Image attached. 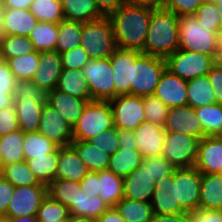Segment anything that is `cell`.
<instances>
[{"instance_id": "cell-1", "label": "cell", "mask_w": 222, "mask_h": 222, "mask_svg": "<svg viewBox=\"0 0 222 222\" xmlns=\"http://www.w3.org/2000/svg\"><path fill=\"white\" fill-rule=\"evenodd\" d=\"M152 10L149 7L124 3L108 16L118 48L140 52L144 50Z\"/></svg>"}, {"instance_id": "cell-2", "label": "cell", "mask_w": 222, "mask_h": 222, "mask_svg": "<svg viewBox=\"0 0 222 222\" xmlns=\"http://www.w3.org/2000/svg\"><path fill=\"white\" fill-rule=\"evenodd\" d=\"M178 18L164 7L153 9L144 44L145 55L166 58L179 48Z\"/></svg>"}, {"instance_id": "cell-3", "label": "cell", "mask_w": 222, "mask_h": 222, "mask_svg": "<svg viewBox=\"0 0 222 222\" xmlns=\"http://www.w3.org/2000/svg\"><path fill=\"white\" fill-rule=\"evenodd\" d=\"M178 29V49L203 53L220 61L221 38L219 33L202 28L194 14L179 16Z\"/></svg>"}, {"instance_id": "cell-4", "label": "cell", "mask_w": 222, "mask_h": 222, "mask_svg": "<svg viewBox=\"0 0 222 222\" xmlns=\"http://www.w3.org/2000/svg\"><path fill=\"white\" fill-rule=\"evenodd\" d=\"M81 46L91 60L109 58L117 48L108 16L82 23Z\"/></svg>"}, {"instance_id": "cell-5", "label": "cell", "mask_w": 222, "mask_h": 222, "mask_svg": "<svg viewBox=\"0 0 222 222\" xmlns=\"http://www.w3.org/2000/svg\"><path fill=\"white\" fill-rule=\"evenodd\" d=\"M114 126L109 101H91L84 107L73 128V140L89 141Z\"/></svg>"}, {"instance_id": "cell-6", "label": "cell", "mask_w": 222, "mask_h": 222, "mask_svg": "<svg viewBox=\"0 0 222 222\" xmlns=\"http://www.w3.org/2000/svg\"><path fill=\"white\" fill-rule=\"evenodd\" d=\"M165 69V58L140 53L132 66V95L138 97L154 95Z\"/></svg>"}, {"instance_id": "cell-7", "label": "cell", "mask_w": 222, "mask_h": 222, "mask_svg": "<svg viewBox=\"0 0 222 222\" xmlns=\"http://www.w3.org/2000/svg\"><path fill=\"white\" fill-rule=\"evenodd\" d=\"M166 69L185 81L207 75L217 60L195 51L177 49L165 58Z\"/></svg>"}, {"instance_id": "cell-8", "label": "cell", "mask_w": 222, "mask_h": 222, "mask_svg": "<svg viewBox=\"0 0 222 222\" xmlns=\"http://www.w3.org/2000/svg\"><path fill=\"white\" fill-rule=\"evenodd\" d=\"M81 70L92 101H110L114 98V77L110 57L90 59Z\"/></svg>"}, {"instance_id": "cell-9", "label": "cell", "mask_w": 222, "mask_h": 222, "mask_svg": "<svg viewBox=\"0 0 222 222\" xmlns=\"http://www.w3.org/2000/svg\"><path fill=\"white\" fill-rule=\"evenodd\" d=\"M199 141L181 132H166L162 156L176 168L194 167Z\"/></svg>"}, {"instance_id": "cell-10", "label": "cell", "mask_w": 222, "mask_h": 222, "mask_svg": "<svg viewBox=\"0 0 222 222\" xmlns=\"http://www.w3.org/2000/svg\"><path fill=\"white\" fill-rule=\"evenodd\" d=\"M113 124L118 130H134L146 120L143 97L117 95L111 99Z\"/></svg>"}, {"instance_id": "cell-11", "label": "cell", "mask_w": 222, "mask_h": 222, "mask_svg": "<svg viewBox=\"0 0 222 222\" xmlns=\"http://www.w3.org/2000/svg\"><path fill=\"white\" fill-rule=\"evenodd\" d=\"M201 172L194 166L175 169V204L187 213L199 208Z\"/></svg>"}, {"instance_id": "cell-12", "label": "cell", "mask_w": 222, "mask_h": 222, "mask_svg": "<svg viewBox=\"0 0 222 222\" xmlns=\"http://www.w3.org/2000/svg\"><path fill=\"white\" fill-rule=\"evenodd\" d=\"M47 195V185L15 187L10 199L7 217L37 216L42 200Z\"/></svg>"}, {"instance_id": "cell-13", "label": "cell", "mask_w": 222, "mask_h": 222, "mask_svg": "<svg viewBox=\"0 0 222 222\" xmlns=\"http://www.w3.org/2000/svg\"><path fill=\"white\" fill-rule=\"evenodd\" d=\"M141 52L116 48L110 56L114 77V98L117 95H132V66Z\"/></svg>"}, {"instance_id": "cell-14", "label": "cell", "mask_w": 222, "mask_h": 222, "mask_svg": "<svg viewBox=\"0 0 222 222\" xmlns=\"http://www.w3.org/2000/svg\"><path fill=\"white\" fill-rule=\"evenodd\" d=\"M38 132L45 135L57 147L71 145L73 141V128L45 102L39 120Z\"/></svg>"}, {"instance_id": "cell-15", "label": "cell", "mask_w": 222, "mask_h": 222, "mask_svg": "<svg viewBox=\"0 0 222 222\" xmlns=\"http://www.w3.org/2000/svg\"><path fill=\"white\" fill-rule=\"evenodd\" d=\"M164 129L166 132H181L199 140L206 136L195 109L188 104L169 108Z\"/></svg>"}, {"instance_id": "cell-16", "label": "cell", "mask_w": 222, "mask_h": 222, "mask_svg": "<svg viewBox=\"0 0 222 222\" xmlns=\"http://www.w3.org/2000/svg\"><path fill=\"white\" fill-rule=\"evenodd\" d=\"M136 147L143 157L161 156L166 136L164 127L145 120L132 130Z\"/></svg>"}, {"instance_id": "cell-17", "label": "cell", "mask_w": 222, "mask_h": 222, "mask_svg": "<svg viewBox=\"0 0 222 222\" xmlns=\"http://www.w3.org/2000/svg\"><path fill=\"white\" fill-rule=\"evenodd\" d=\"M194 166L205 174L222 172V136H205L199 141Z\"/></svg>"}, {"instance_id": "cell-18", "label": "cell", "mask_w": 222, "mask_h": 222, "mask_svg": "<svg viewBox=\"0 0 222 222\" xmlns=\"http://www.w3.org/2000/svg\"><path fill=\"white\" fill-rule=\"evenodd\" d=\"M154 95L168 108L186 105L188 104L187 81L165 69Z\"/></svg>"}, {"instance_id": "cell-19", "label": "cell", "mask_w": 222, "mask_h": 222, "mask_svg": "<svg viewBox=\"0 0 222 222\" xmlns=\"http://www.w3.org/2000/svg\"><path fill=\"white\" fill-rule=\"evenodd\" d=\"M150 204L153 213L156 214L176 215L185 213L179 204H175V170L172 175L156 181Z\"/></svg>"}, {"instance_id": "cell-20", "label": "cell", "mask_w": 222, "mask_h": 222, "mask_svg": "<svg viewBox=\"0 0 222 222\" xmlns=\"http://www.w3.org/2000/svg\"><path fill=\"white\" fill-rule=\"evenodd\" d=\"M62 71L61 55L57 51L40 52V63L32 82L45 93L57 87Z\"/></svg>"}, {"instance_id": "cell-21", "label": "cell", "mask_w": 222, "mask_h": 222, "mask_svg": "<svg viewBox=\"0 0 222 222\" xmlns=\"http://www.w3.org/2000/svg\"><path fill=\"white\" fill-rule=\"evenodd\" d=\"M156 181L142 165L123 178V198L150 202Z\"/></svg>"}, {"instance_id": "cell-22", "label": "cell", "mask_w": 222, "mask_h": 222, "mask_svg": "<svg viewBox=\"0 0 222 222\" xmlns=\"http://www.w3.org/2000/svg\"><path fill=\"white\" fill-rule=\"evenodd\" d=\"M46 102L73 127L89 101L70 96L55 88L47 93Z\"/></svg>"}, {"instance_id": "cell-23", "label": "cell", "mask_w": 222, "mask_h": 222, "mask_svg": "<svg viewBox=\"0 0 222 222\" xmlns=\"http://www.w3.org/2000/svg\"><path fill=\"white\" fill-rule=\"evenodd\" d=\"M88 172L86 165L72 145L58 147L55 179L80 182Z\"/></svg>"}, {"instance_id": "cell-24", "label": "cell", "mask_w": 222, "mask_h": 222, "mask_svg": "<svg viewBox=\"0 0 222 222\" xmlns=\"http://www.w3.org/2000/svg\"><path fill=\"white\" fill-rule=\"evenodd\" d=\"M222 206V174L201 173L199 208L219 210Z\"/></svg>"}, {"instance_id": "cell-25", "label": "cell", "mask_w": 222, "mask_h": 222, "mask_svg": "<svg viewBox=\"0 0 222 222\" xmlns=\"http://www.w3.org/2000/svg\"><path fill=\"white\" fill-rule=\"evenodd\" d=\"M46 101L14 99L19 129L23 132H37L39 120Z\"/></svg>"}, {"instance_id": "cell-26", "label": "cell", "mask_w": 222, "mask_h": 222, "mask_svg": "<svg viewBox=\"0 0 222 222\" xmlns=\"http://www.w3.org/2000/svg\"><path fill=\"white\" fill-rule=\"evenodd\" d=\"M7 35L28 37L39 22L28 9L4 8Z\"/></svg>"}, {"instance_id": "cell-27", "label": "cell", "mask_w": 222, "mask_h": 222, "mask_svg": "<svg viewBox=\"0 0 222 222\" xmlns=\"http://www.w3.org/2000/svg\"><path fill=\"white\" fill-rule=\"evenodd\" d=\"M61 5L64 18L69 21L85 23L104 17L94 0H61Z\"/></svg>"}, {"instance_id": "cell-28", "label": "cell", "mask_w": 222, "mask_h": 222, "mask_svg": "<svg viewBox=\"0 0 222 222\" xmlns=\"http://www.w3.org/2000/svg\"><path fill=\"white\" fill-rule=\"evenodd\" d=\"M56 89L70 96L92 101L81 69H62Z\"/></svg>"}, {"instance_id": "cell-29", "label": "cell", "mask_w": 222, "mask_h": 222, "mask_svg": "<svg viewBox=\"0 0 222 222\" xmlns=\"http://www.w3.org/2000/svg\"><path fill=\"white\" fill-rule=\"evenodd\" d=\"M143 156L137 148L118 149L109 157L107 169L119 177L125 178L142 164Z\"/></svg>"}, {"instance_id": "cell-30", "label": "cell", "mask_w": 222, "mask_h": 222, "mask_svg": "<svg viewBox=\"0 0 222 222\" xmlns=\"http://www.w3.org/2000/svg\"><path fill=\"white\" fill-rule=\"evenodd\" d=\"M71 145L86 165L88 171L98 172L107 170L110 156L105 154V152L94 147L89 141L73 140Z\"/></svg>"}, {"instance_id": "cell-31", "label": "cell", "mask_w": 222, "mask_h": 222, "mask_svg": "<svg viewBox=\"0 0 222 222\" xmlns=\"http://www.w3.org/2000/svg\"><path fill=\"white\" fill-rule=\"evenodd\" d=\"M187 97L188 105L194 109L216 103L212 84L207 75L187 81Z\"/></svg>"}, {"instance_id": "cell-32", "label": "cell", "mask_w": 222, "mask_h": 222, "mask_svg": "<svg viewBox=\"0 0 222 222\" xmlns=\"http://www.w3.org/2000/svg\"><path fill=\"white\" fill-rule=\"evenodd\" d=\"M99 196L108 205L114 207L123 198V178L112 171H98Z\"/></svg>"}, {"instance_id": "cell-33", "label": "cell", "mask_w": 222, "mask_h": 222, "mask_svg": "<svg viewBox=\"0 0 222 222\" xmlns=\"http://www.w3.org/2000/svg\"><path fill=\"white\" fill-rule=\"evenodd\" d=\"M25 161L23 151V131L20 129L0 138V165Z\"/></svg>"}, {"instance_id": "cell-34", "label": "cell", "mask_w": 222, "mask_h": 222, "mask_svg": "<svg viewBox=\"0 0 222 222\" xmlns=\"http://www.w3.org/2000/svg\"><path fill=\"white\" fill-rule=\"evenodd\" d=\"M114 208L126 222H150L153 209L150 202L122 198Z\"/></svg>"}, {"instance_id": "cell-35", "label": "cell", "mask_w": 222, "mask_h": 222, "mask_svg": "<svg viewBox=\"0 0 222 222\" xmlns=\"http://www.w3.org/2000/svg\"><path fill=\"white\" fill-rule=\"evenodd\" d=\"M35 51H55L59 37L58 24L52 22H38L28 36Z\"/></svg>"}, {"instance_id": "cell-36", "label": "cell", "mask_w": 222, "mask_h": 222, "mask_svg": "<svg viewBox=\"0 0 222 222\" xmlns=\"http://www.w3.org/2000/svg\"><path fill=\"white\" fill-rule=\"evenodd\" d=\"M26 163L37 180L48 186L55 180L58 163V147L52 153L26 160Z\"/></svg>"}, {"instance_id": "cell-37", "label": "cell", "mask_w": 222, "mask_h": 222, "mask_svg": "<svg viewBox=\"0 0 222 222\" xmlns=\"http://www.w3.org/2000/svg\"><path fill=\"white\" fill-rule=\"evenodd\" d=\"M82 22L62 20L58 23L59 37L55 51L62 54L81 46Z\"/></svg>"}, {"instance_id": "cell-38", "label": "cell", "mask_w": 222, "mask_h": 222, "mask_svg": "<svg viewBox=\"0 0 222 222\" xmlns=\"http://www.w3.org/2000/svg\"><path fill=\"white\" fill-rule=\"evenodd\" d=\"M108 205L100 196L89 197L79 186V198L77 204L69 209V215L98 219L107 209Z\"/></svg>"}, {"instance_id": "cell-39", "label": "cell", "mask_w": 222, "mask_h": 222, "mask_svg": "<svg viewBox=\"0 0 222 222\" xmlns=\"http://www.w3.org/2000/svg\"><path fill=\"white\" fill-rule=\"evenodd\" d=\"M206 136H222V104H211L195 108Z\"/></svg>"}, {"instance_id": "cell-40", "label": "cell", "mask_w": 222, "mask_h": 222, "mask_svg": "<svg viewBox=\"0 0 222 222\" xmlns=\"http://www.w3.org/2000/svg\"><path fill=\"white\" fill-rule=\"evenodd\" d=\"M47 194L70 209L78 202L79 182L55 179L47 186Z\"/></svg>"}, {"instance_id": "cell-41", "label": "cell", "mask_w": 222, "mask_h": 222, "mask_svg": "<svg viewBox=\"0 0 222 222\" xmlns=\"http://www.w3.org/2000/svg\"><path fill=\"white\" fill-rule=\"evenodd\" d=\"M57 146L45 135L37 132H23L25 161L52 153Z\"/></svg>"}, {"instance_id": "cell-42", "label": "cell", "mask_w": 222, "mask_h": 222, "mask_svg": "<svg viewBox=\"0 0 222 222\" xmlns=\"http://www.w3.org/2000/svg\"><path fill=\"white\" fill-rule=\"evenodd\" d=\"M6 62L18 81H29L39 67L40 52L34 51L25 56L10 58Z\"/></svg>"}, {"instance_id": "cell-43", "label": "cell", "mask_w": 222, "mask_h": 222, "mask_svg": "<svg viewBox=\"0 0 222 222\" xmlns=\"http://www.w3.org/2000/svg\"><path fill=\"white\" fill-rule=\"evenodd\" d=\"M2 175L6 181H9L14 187L45 185L40 183L33 172L29 169L26 161L14 162L2 166Z\"/></svg>"}, {"instance_id": "cell-44", "label": "cell", "mask_w": 222, "mask_h": 222, "mask_svg": "<svg viewBox=\"0 0 222 222\" xmlns=\"http://www.w3.org/2000/svg\"><path fill=\"white\" fill-rule=\"evenodd\" d=\"M40 22L58 24L64 20L61 0H34L28 9Z\"/></svg>"}, {"instance_id": "cell-45", "label": "cell", "mask_w": 222, "mask_h": 222, "mask_svg": "<svg viewBox=\"0 0 222 222\" xmlns=\"http://www.w3.org/2000/svg\"><path fill=\"white\" fill-rule=\"evenodd\" d=\"M202 28L214 31L221 35L222 16L217 4L212 1L203 2L194 14Z\"/></svg>"}, {"instance_id": "cell-46", "label": "cell", "mask_w": 222, "mask_h": 222, "mask_svg": "<svg viewBox=\"0 0 222 222\" xmlns=\"http://www.w3.org/2000/svg\"><path fill=\"white\" fill-rule=\"evenodd\" d=\"M68 217L69 209L48 194L42 200L37 213L38 222H66Z\"/></svg>"}, {"instance_id": "cell-47", "label": "cell", "mask_w": 222, "mask_h": 222, "mask_svg": "<svg viewBox=\"0 0 222 222\" xmlns=\"http://www.w3.org/2000/svg\"><path fill=\"white\" fill-rule=\"evenodd\" d=\"M2 51L4 60L28 55L35 51L33 43L29 37L7 35L2 41Z\"/></svg>"}, {"instance_id": "cell-48", "label": "cell", "mask_w": 222, "mask_h": 222, "mask_svg": "<svg viewBox=\"0 0 222 222\" xmlns=\"http://www.w3.org/2000/svg\"><path fill=\"white\" fill-rule=\"evenodd\" d=\"M143 103L146 120L164 127L169 108L155 95L143 97Z\"/></svg>"}, {"instance_id": "cell-49", "label": "cell", "mask_w": 222, "mask_h": 222, "mask_svg": "<svg viewBox=\"0 0 222 222\" xmlns=\"http://www.w3.org/2000/svg\"><path fill=\"white\" fill-rule=\"evenodd\" d=\"M147 169L152 178L157 181L162 177H167L174 173V167L169 161L161 156L143 157L142 164Z\"/></svg>"}, {"instance_id": "cell-50", "label": "cell", "mask_w": 222, "mask_h": 222, "mask_svg": "<svg viewBox=\"0 0 222 222\" xmlns=\"http://www.w3.org/2000/svg\"><path fill=\"white\" fill-rule=\"evenodd\" d=\"M89 142L94 147H97L101 151L105 152V154L108 156H111L119 149L118 129L113 126L112 128L105 130L103 133L89 140Z\"/></svg>"}, {"instance_id": "cell-51", "label": "cell", "mask_w": 222, "mask_h": 222, "mask_svg": "<svg viewBox=\"0 0 222 222\" xmlns=\"http://www.w3.org/2000/svg\"><path fill=\"white\" fill-rule=\"evenodd\" d=\"M47 93L37 87L31 80L17 81L14 99H31L32 101H46Z\"/></svg>"}, {"instance_id": "cell-52", "label": "cell", "mask_w": 222, "mask_h": 222, "mask_svg": "<svg viewBox=\"0 0 222 222\" xmlns=\"http://www.w3.org/2000/svg\"><path fill=\"white\" fill-rule=\"evenodd\" d=\"M61 55L62 69H82L90 60L82 46L64 52Z\"/></svg>"}, {"instance_id": "cell-53", "label": "cell", "mask_w": 222, "mask_h": 222, "mask_svg": "<svg viewBox=\"0 0 222 222\" xmlns=\"http://www.w3.org/2000/svg\"><path fill=\"white\" fill-rule=\"evenodd\" d=\"M206 0H164L163 7L175 15L195 14L197 8Z\"/></svg>"}, {"instance_id": "cell-54", "label": "cell", "mask_w": 222, "mask_h": 222, "mask_svg": "<svg viewBox=\"0 0 222 222\" xmlns=\"http://www.w3.org/2000/svg\"><path fill=\"white\" fill-rule=\"evenodd\" d=\"M17 130H19L18 118L13 104L6 109L0 110V138Z\"/></svg>"}, {"instance_id": "cell-55", "label": "cell", "mask_w": 222, "mask_h": 222, "mask_svg": "<svg viewBox=\"0 0 222 222\" xmlns=\"http://www.w3.org/2000/svg\"><path fill=\"white\" fill-rule=\"evenodd\" d=\"M189 222H222V213L219 210H204L196 208L187 212Z\"/></svg>"}, {"instance_id": "cell-56", "label": "cell", "mask_w": 222, "mask_h": 222, "mask_svg": "<svg viewBox=\"0 0 222 222\" xmlns=\"http://www.w3.org/2000/svg\"><path fill=\"white\" fill-rule=\"evenodd\" d=\"M207 76L212 84L216 103L222 104V62L217 61Z\"/></svg>"}, {"instance_id": "cell-57", "label": "cell", "mask_w": 222, "mask_h": 222, "mask_svg": "<svg viewBox=\"0 0 222 222\" xmlns=\"http://www.w3.org/2000/svg\"><path fill=\"white\" fill-rule=\"evenodd\" d=\"M16 77L12 74L6 61L0 64V90L5 93H14L17 84Z\"/></svg>"}, {"instance_id": "cell-58", "label": "cell", "mask_w": 222, "mask_h": 222, "mask_svg": "<svg viewBox=\"0 0 222 222\" xmlns=\"http://www.w3.org/2000/svg\"><path fill=\"white\" fill-rule=\"evenodd\" d=\"M80 189L89 197L99 196V179L98 172L89 171L86 176L79 182Z\"/></svg>"}, {"instance_id": "cell-59", "label": "cell", "mask_w": 222, "mask_h": 222, "mask_svg": "<svg viewBox=\"0 0 222 222\" xmlns=\"http://www.w3.org/2000/svg\"><path fill=\"white\" fill-rule=\"evenodd\" d=\"M15 187L4 178L0 179V215L6 216L10 199L14 193Z\"/></svg>"}, {"instance_id": "cell-60", "label": "cell", "mask_w": 222, "mask_h": 222, "mask_svg": "<svg viewBox=\"0 0 222 222\" xmlns=\"http://www.w3.org/2000/svg\"><path fill=\"white\" fill-rule=\"evenodd\" d=\"M99 11L104 16H109L112 12L120 8L125 0H94Z\"/></svg>"}, {"instance_id": "cell-61", "label": "cell", "mask_w": 222, "mask_h": 222, "mask_svg": "<svg viewBox=\"0 0 222 222\" xmlns=\"http://www.w3.org/2000/svg\"><path fill=\"white\" fill-rule=\"evenodd\" d=\"M119 149L137 148L132 130H118Z\"/></svg>"}, {"instance_id": "cell-62", "label": "cell", "mask_w": 222, "mask_h": 222, "mask_svg": "<svg viewBox=\"0 0 222 222\" xmlns=\"http://www.w3.org/2000/svg\"><path fill=\"white\" fill-rule=\"evenodd\" d=\"M150 222H189L187 213L162 215L154 213Z\"/></svg>"}, {"instance_id": "cell-63", "label": "cell", "mask_w": 222, "mask_h": 222, "mask_svg": "<svg viewBox=\"0 0 222 222\" xmlns=\"http://www.w3.org/2000/svg\"><path fill=\"white\" fill-rule=\"evenodd\" d=\"M95 222H126L114 207H109Z\"/></svg>"}, {"instance_id": "cell-64", "label": "cell", "mask_w": 222, "mask_h": 222, "mask_svg": "<svg viewBox=\"0 0 222 222\" xmlns=\"http://www.w3.org/2000/svg\"><path fill=\"white\" fill-rule=\"evenodd\" d=\"M164 0H125V4L133 6H144L152 9L163 7Z\"/></svg>"}, {"instance_id": "cell-65", "label": "cell", "mask_w": 222, "mask_h": 222, "mask_svg": "<svg viewBox=\"0 0 222 222\" xmlns=\"http://www.w3.org/2000/svg\"><path fill=\"white\" fill-rule=\"evenodd\" d=\"M34 0H2L4 8L29 9Z\"/></svg>"}, {"instance_id": "cell-66", "label": "cell", "mask_w": 222, "mask_h": 222, "mask_svg": "<svg viewBox=\"0 0 222 222\" xmlns=\"http://www.w3.org/2000/svg\"><path fill=\"white\" fill-rule=\"evenodd\" d=\"M14 104V93H5L0 90V110L6 109Z\"/></svg>"}, {"instance_id": "cell-67", "label": "cell", "mask_w": 222, "mask_h": 222, "mask_svg": "<svg viewBox=\"0 0 222 222\" xmlns=\"http://www.w3.org/2000/svg\"><path fill=\"white\" fill-rule=\"evenodd\" d=\"M5 17H4V7H0V41H3L7 36L5 25Z\"/></svg>"}, {"instance_id": "cell-68", "label": "cell", "mask_w": 222, "mask_h": 222, "mask_svg": "<svg viewBox=\"0 0 222 222\" xmlns=\"http://www.w3.org/2000/svg\"><path fill=\"white\" fill-rule=\"evenodd\" d=\"M8 222H38L37 216L8 217Z\"/></svg>"}, {"instance_id": "cell-69", "label": "cell", "mask_w": 222, "mask_h": 222, "mask_svg": "<svg viewBox=\"0 0 222 222\" xmlns=\"http://www.w3.org/2000/svg\"><path fill=\"white\" fill-rule=\"evenodd\" d=\"M66 222H95V220L82 216L69 215L68 220Z\"/></svg>"}, {"instance_id": "cell-70", "label": "cell", "mask_w": 222, "mask_h": 222, "mask_svg": "<svg viewBox=\"0 0 222 222\" xmlns=\"http://www.w3.org/2000/svg\"><path fill=\"white\" fill-rule=\"evenodd\" d=\"M4 60V56H3V51H2V41H0V64L3 63Z\"/></svg>"}, {"instance_id": "cell-71", "label": "cell", "mask_w": 222, "mask_h": 222, "mask_svg": "<svg viewBox=\"0 0 222 222\" xmlns=\"http://www.w3.org/2000/svg\"><path fill=\"white\" fill-rule=\"evenodd\" d=\"M215 3L217 4L218 8L220 9V13L222 16V0H217V1H215Z\"/></svg>"}, {"instance_id": "cell-72", "label": "cell", "mask_w": 222, "mask_h": 222, "mask_svg": "<svg viewBox=\"0 0 222 222\" xmlns=\"http://www.w3.org/2000/svg\"><path fill=\"white\" fill-rule=\"evenodd\" d=\"M0 222H8V217L0 215Z\"/></svg>"}, {"instance_id": "cell-73", "label": "cell", "mask_w": 222, "mask_h": 222, "mask_svg": "<svg viewBox=\"0 0 222 222\" xmlns=\"http://www.w3.org/2000/svg\"><path fill=\"white\" fill-rule=\"evenodd\" d=\"M3 178V175H2V166L0 165V179Z\"/></svg>"}, {"instance_id": "cell-74", "label": "cell", "mask_w": 222, "mask_h": 222, "mask_svg": "<svg viewBox=\"0 0 222 222\" xmlns=\"http://www.w3.org/2000/svg\"><path fill=\"white\" fill-rule=\"evenodd\" d=\"M220 38H221V51H222V33H221V35H220Z\"/></svg>"}, {"instance_id": "cell-75", "label": "cell", "mask_w": 222, "mask_h": 222, "mask_svg": "<svg viewBox=\"0 0 222 222\" xmlns=\"http://www.w3.org/2000/svg\"><path fill=\"white\" fill-rule=\"evenodd\" d=\"M0 7H3V3H2V0H0Z\"/></svg>"}]
</instances>
